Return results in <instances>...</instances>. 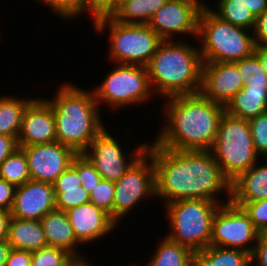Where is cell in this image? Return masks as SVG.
Returning <instances> with one entry per match:
<instances>
[{
    "label": "cell",
    "mask_w": 267,
    "mask_h": 266,
    "mask_svg": "<svg viewBox=\"0 0 267 266\" xmlns=\"http://www.w3.org/2000/svg\"><path fill=\"white\" fill-rule=\"evenodd\" d=\"M195 44L163 40L146 65L154 95L166 99L200 92L202 58Z\"/></svg>",
    "instance_id": "cell-4"
},
{
    "label": "cell",
    "mask_w": 267,
    "mask_h": 266,
    "mask_svg": "<svg viewBox=\"0 0 267 266\" xmlns=\"http://www.w3.org/2000/svg\"><path fill=\"white\" fill-rule=\"evenodd\" d=\"M234 204L243 208L260 233H267V199Z\"/></svg>",
    "instance_id": "cell-35"
},
{
    "label": "cell",
    "mask_w": 267,
    "mask_h": 266,
    "mask_svg": "<svg viewBox=\"0 0 267 266\" xmlns=\"http://www.w3.org/2000/svg\"><path fill=\"white\" fill-rule=\"evenodd\" d=\"M198 39L202 62H234L251 56L255 49L252 31L224 21L211 8L201 9Z\"/></svg>",
    "instance_id": "cell-5"
},
{
    "label": "cell",
    "mask_w": 267,
    "mask_h": 266,
    "mask_svg": "<svg viewBox=\"0 0 267 266\" xmlns=\"http://www.w3.org/2000/svg\"><path fill=\"white\" fill-rule=\"evenodd\" d=\"M56 209L53 184L28 180L16 187L11 217L23 220H41L48 212Z\"/></svg>",
    "instance_id": "cell-16"
},
{
    "label": "cell",
    "mask_w": 267,
    "mask_h": 266,
    "mask_svg": "<svg viewBox=\"0 0 267 266\" xmlns=\"http://www.w3.org/2000/svg\"><path fill=\"white\" fill-rule=\"evenodd\" d=\"M71 167L77 172L81 186L90 195L95 187L103 179L95 166L83 154H77L71 163Z\"/></svg>",
    "instance_id": "cell-31"
},
{
    "label": "cell",
    "mask_w": 267,
    "mask_h": 266,
    "mask_svg": "<svg viewBox=\"0 0 267 266\" xmlns=\"http://www.w3.org/2000/svg\"><path fill=\"white\" fill-rule=\"evenodd\" d=\"M247 266H256L254 263L250 262Z\"/></svg>",
    "instance_id": "cell-51"
},
{
    "label": "cell",
    "mask_w": 267,
    "mask_h": 266,
    "mask_svg": "<svg viewBox=\"0 0 267 266\" xmlns=\"http://www.w3.org/2000/svg\"><path fill=\"white\" fill-rule=\"evenodd\" d=\"M42 3L53 13L58 15L60 19L71 21L76 17L82 16L84 13L85 0H37ZM71 19V20H70Z\"/></svg>",
    "instance_id": "cell-32"
},
{
    "label": "cell",
    "mask_w": 267,
    "mask_h": 266,
    "mask_svg": "<svg viewBox=\"0 0 267 266\" xmlns=\"http://www.w3.org/2000/svg\"><path fill=\"white\" fill-rule=\"evenodd\" d=\"M54 94L44 99L53 109L57 141L82 154L105 129L93 90L64 82Z\"/></svg>",
    "instance_id": "cell-3"
},
{
    "label": "cell",
    "mask_w": 267,
    "mask_h": 266,
    "mask_svg": "<svg viewBox=\"0 0 267 266\" xmlns=\"http://www.w3.org/2000/svg\"><path fill=\"white\" fill-rule=\"evenodd\" d=\"M244 87L234 62H203L200 93L226 106Z\"/></svg>",
    "instance_id": "cell-15"
},
{
    "label": "cell",
    "mask_w": 267,
    "mask_h": 266,
    "mask_svg": "<svg viewBox=\"0 0 267 266\" xmlns=\"http://www.w3.org/2000/svg\"><path fill=\"white\" fill-rule=\"evenodd\" d=\"M0 179L6 180L15 187L31 179L26 155L20 147L1 163Z\"/></svg>",
    "instance_id": "cell-29"
},
{
    "label": "cell",
    "mask_w": 267,
    "mask_h": 266,
    "mask_svg": "<svg viewBox=\"0 0 267 266\" xmlns=\"http://www.w3.org/2000/svg\"><path fill=\"white\" fill-rule=\"evenodd\" d=\"M200 12L201 8L189 0H167L150 18L147 25L162 40H175L180 34L197 38Z\"/></svg>",
    "instance_id": "cell-13"
},
{
    "label": "cell",
    "mask_w": 267,
    "mask_h": 266,
    "mask_svg": "<svg viewBox=\"0 0 267 266\" xmlns=\"http://www.w3.org/2000/svg\"><path fill=\"white\" fill-rule=\"evenodd\" d=\"M163 122L154 144L170 150H210L225 106L200 92L164 99Z\"/></svg>",
    "instance_id": "cell-2"
},
{
    "label": "cell",
    "mask_w": 267,
    "mask_h": 266,
    "mask_svg": "<svg viewBox=\"0 0 267 266\" xmlns=\"http://www.w3.org/2000/svg\"><path fill=\"white\" fill-rule=\"evenodd\" d=\"M166 2L167 0H126L118 5L111 18L125 24H147Z\"/></svg>",
    "instance_id": "cell-27"
},
{
    "label": "cell",
    "mask_w": 267,
    "mask_h": 266,
    "mask_svg": "<svg viewBox=\"0 0 267 266\" xmlns=\"http://www.w3.org/2000/svg\"><path fill=\"white\" fill-rule=\"evenodd\" d=\"M115 183L102 179L90 194V202L106 211L114 220Z\"/></svg>",
    "instance_id": "cell-33"
},
{
    "label": "cell",
    "mask_w": 267,
    "mask_h": 266,
    "mask_svg": "<svg viewBox=\"0 0 267 266\" xmlns=\"http://www.w3.org/2000/svg\"><path fill=\"white\" fill-rule=\"evenodd\" d=\"M40 223L46 237L47 246L64 249L74 258L86 260V257L79 253V247L83 245L75 237L66 211L55 209L48 212L41 218Z\"/></svg>",
    "instance_id": "cell-19"
},
{
    "label": "cell",
    "mask_w": 267,
    "mask_h": 266,
    "mask_svg": "<svg viewBox=\"0 0 267 266\" xmlns=\"http://www.w3.org/2000/svg\"><path fill=\"white\" fill-rule=\"evenodd\" d=\"M259 235L243 208L230 201L221 204L213 216L210 245L240 249L251 255Z\"/></svg>",
    "instance_id": "cell-11"
},
{
    "label": "cell",
    "mask_w": 267,
    "mask_h": 266,
    "mask_svg": "<svg viewBox=\"0 0 267 266\" xmlns=\"http://www.w3.org/2000/svg\"><path fill=\"white\" fill-rule=\"evenodd\" d=\"M225 111L247 120L267 112V89L243 87L227 103Z\"/></svg>",
    "instance_id": "cell-23"
},
{
    "label": "cell",
    "mask_w": 267,
    "mask_h": 266,
    "mask_svg": "<svg viewBox=\"0 0 267 266\" xmlns=\"http://www.w3.org/2000/svg\"><path fill=\"white\" fill-rule=\"evenodd\" d=\"M16 187L6 180L0 179V209L11 211Z\"/></svg>",
    "instance_id": "cell-40"
},
{
    "label": "cell",
    "mask_w": 267,
    "mask_h": 266,
    "mask_svg": "<svg viewBox=\"0 0 267 266\" xmlns=\"http://www.w3.org/2000/svg\"><path fill=\"white\" fill-rule=\"evenodd\" d=\"M145 266H195V254L165 235Z\"/></svg>",
    "instance_id": "cell-25"
},
{
    "label": "cell",
    "mask_w": 267,
    "mask_h": 266,
    "mask_svg": "<svg viewBox=\"0 0 267 266\" xmlns=\"http://www.w3.org/2000/svg\"><path fill=\"white\" fill-rule=\"evenodd\" d=\"M11 219L10 211L0 209V241L8 239L9 222Z\"/></svg>",
    "instance_id": "cell-43"
},
{
    "label": "cell",
    "mask_w": 267,
    "mask_h": 266,
    "mask_svg": "<svg viewBox=\"0 0 267 266\" xmlns=\"http://www.w3.org/2000/svg\"><path fill=\"white\" fill-rule=\"evenodd\" d=\"M255 18L267 9V0H244Z\"/></svg>",
    "instance_id": "cell-44"
},
{
    "label": "cell",
    "mask_w": 267,
    "mask_h": 266,
    "mask_svg": "<svg viewBox=\"0 0 267 266\" xmlns=\"http://www.w3.org/2000/svg\"><path fill=\"white\" fill-rule=\"evenodd\" d=\"M6 266H31V252L12 248Z\"/></svg>",
    "instance_id": "cell-41"
},
{
    "label": "cell",
    "mask_w": 267,
    "mask_h": 266,
    "mask_svg": "<svg viewBox=\"0 0 267 266\" xmlns=\"http://www.w3.org/2000/svg\"><path fill=\"white\" fill-rule=\"evenodd\" d=\"M251 255L240 249L208 246L195 253V266H247Z\"/></svg>",
    "instance_id": "cell-26"
},
{
    "label": "cell",
    "mask_w": 267,
    "mask_h": 266,
    "mask_svg": "<svg viewBox=\"0 0 267 266\" xmlns=\"http://www.w3.org/2000/svg\"><path fill=\"white\" fill-rule=\"evenodd\" d=\"M124 1H126V0H116V2L118 3V5H119L120 3H122V2H124Z\"/></svg>",
    "instance_id": "cell-50"
},
{
    "label": "cell",
    "mask_w": 267,
    "mask_h": 266,
    "mask_svg": "<svg viewBox=\"0 0 267 266\" xmlns=\"http://www.w3.org/2000/svg\"><path fill=\"white\" fill-rule=\"evenodd\" d=\"M244 87H251L257 89H267V77L257 78V79H249L248 82L244 83Z\"/></svg>",
    "instance_id": "cell-47"
},
{
    "label": "cell",
    "mask_w": 267,
    "mask_h": 266,
    "mask_svg": "<svg viewBox=\"0 0 267 266\" xmlns=\"http://www.w3.org/2000/svg\"><path fill=\"white\" fill-rule=\"evenodd\" d=\"M223 174L232 182L260 159L255 152L247 119L222 114L215 142L210 149Z\"/></svg>",
    "instance_id": "cell-7"
},
{
    "label": "cell",
    "mask_w": 267,
    "mask_h": 266,
    "mask_svg": "<svg viewBox=\"0 0 267 266\" xmlns=\"http://www.w3.org/2000/svg\"><path fill=\"white\" fill-rule=\"evenodd\" d=\"M216 7L211 10L224 21L232 25L254 29L256 18L246 6L244 0H216Z\"/></svg>",
    "instance_id": "cell-28"
},
{
    "label": "cell",
    "mask_w": 267,
    "mask_h": 266,
    "mask_svg": "<svg viewBox=\"0 0 267 266\" xmlns=\"http://www.w3.org/2000/svg\"><path fill=\"white\" fill-rule=\"evenodd\" d=\"M11 250L12 246L8 240L0 241V266H6Z\"/></svg>",
    "instance_id": "cell-45"
},
{
    "label": "cell",
    "mask_w": 267,
    "mask_h": 266,
    "mask_svg": "<svg viewBox=\"0 0 267 266\" xmlns=\"http://www.w3.org/2000/svg\"><path fill=\"white\" fill-rule=\"evenodd\" d=\"M17 148L19 146L15 137L0 134V165Z\"/></svg>",
    "instance_id": "cell-42"
},
{
    "label": "cell",
    "mask_w": 267,
    "mask_h": 266,
    "mask_svg": "<svg viewBox=\"0 0 267 266\" xmlns=\"http://www.w3.org/2000/svg\"><path fill=\"white\" fill-rule=\"evenodd\" d=\"M254 54L258 57L267 74V45H255Z\"/></svg>",
    "instance_id": "cell-46"
},
{
    "label": "cell",
    "mask_w": 267,
    "mask_h": 266,
    "mask_svg": "<svg viewBox=\"0 0 267 266\" xmlns=\"http://www.w3.org/2000/svg\"><path fill=\"white\" fill-rule=\"evenodd\" d=\"M88 260L73 258L66 266H92Z\"/></svg>",
    "instance_id": "cell-48"
},
{
    "label": "cell",
    "mask_w": 267,
    "mask_h": 266,
    "mask_svg": "<svg viewBox=\"0 0 267 266\" xmlns=\"http://www.w3.org/2000/svg\"><path fill=\"white\" fill-rule=\"evenodd\" d=\"M220 205L205 199H184L163 205L170 230L166 236L194 254L210 246L212 219Z\"/></svg>",
    "instance_id": "cell-6"
},
{
    "label": "cell",
    "mask_w": 267,
    "mask_h": 266,
    "mask_svg": "<svg viewBox=\"0 0 267 266\" xmlns=\"http://www.w3.org/2000/svg\"><path fill=\"white\" fill-rule=\"evenodd\" d=\"M146 152L154 164L155 197L162 199V205L184 199H205L218 204L231 201V181L210 150H170L151 141ZM222 193L227 196L226 201Z\"/></svg>",
    "instance_id": "cell-1"
},
{
    "label": "cell",
    "mask_w": 267,
    "mask_h": 266,
    "mask_svg": "<svg viewBox=\"0 0 267 266\" xmlns=\"http://www.w3.org/2000/svg\"><path fill=\"white\" fill-rule=\"evenodd\" d=\"M255 152L261 158L267 156V112L248 120Z\"/></svg>",
    "instance_id": "cell-34"
},
{
    "label": "cell",
    "mask_w": 267,
    "mask_h": 266,
    "mask_svg": "<svg viewBox=\"0 0 267 266\" xmlns=\"http://www.w3.org/2000/svg\"><path fill=\"white\" fill-rule=\"evenodd\" d=\"M234 63L237 65L238 73L244 83L248 82L249 79L267 77L258 57L254 53L249 57L234 61Z\"/></svg>",
    "instance_id": "cell-37"
},
{
    "label": "cell",
    "mask_w": 267,
    "mask_h": 266,
    "mask_svg": "<svg viewBox=\"0 0 267 266\" xmlns=\"http://www.w3.org/2000/svg\"><path fill=\"white\" fill-rule=\"evenodd\" d=\"M107 129L106 127L82 154L95 166L103 179L116 182L146 151L148 142L139 143L135 151L125 154L122 143Z\"/></svg>",
    "instance_id": "cell-12"
},
{
    "label": "cell",
    "mask_w": 267,
    "mask_h": 266,
    "mask_svg": "<svg viewBox=\"0 0 267 266\" xmlns=\"http://www.w3.org/2000/svg\"><path fill=\"white\" fill-rule=\"evenodd\" d=\"M252 32L255 45H267V9L256 18Z\"/></svg>",
    "instance_id": "cell-39"
},
{
    "label": "cell",
    "mask_w": 267,
    "mask_h": 266,
    "mask_svg": "<svg viewBox=\"0 0 267 266\" xmlns=\"http://www.w3.org/2000/svg\"><path fill=\"white\" fill-rule=\"evenodd\" d=\"M263 162L265 164L259 160L231 182V201L233 203L267 199V160L263 158Z\"/></svg>",
    "instance_id": "cell-20"
},
{
    "label": "cell",
    "mask_w": 267,
    "mask_h": 266,
    "mask_svg": "<svg viewBox=\"0 0 267 266\" xmlns=\"http://www.w3.org/2000/svg\"><path fill=\"white\" fill-rule=\"evenodd\" d=\"M7 240L13 249L30 252L47 246L40 220H23L11 217Z\"/></svg>",
    "instance_id": "cell-21"
},
{
    "label": "cell",
    "mask_w": 267,
    "mask_h": 266,
    "mask_svg": "<svg viewBox=\"0 0 267 266\" xmlns=\"http://www.w3.org/2000/svg\"><path fill=\"white\" fill-rule=\"evenodd\" d=\"M77 240L84 246L113 232L119 226L103 209L89 202L66 211Z\"/></svg>",
    "instance_id": "cell-18"
},
{
    "label": "cell",
    "mask_w": 267,
    "mask_h": 266,
    "mask_svg": "<svg viewBox=\"0 0 267 266\" xmlns=\"http://www.w3.org/2000/svg\"><path fill=\"white\" fill-rule=\"evenodd\" d=\"M118 9L116 0H85L84 14L92 15L94 24L100 19L112 17ZM86 12V13H85Z\"/></svg>",
    "instance_id": "cell-36"
},
{
    "label": "cell",
    "mask_w": 267,
    "mask_h": 266,
    "mask_svg": "<svg viewBox=\"0 0 267 266\" xmlns=\"http://www.w3.org/2000/svg\"><path fill=\"white\" fill-rule=\"evenodd\" d=\"M57 141L56 122L51 105L42 97L35 98L25 109L18 146L46 144Z\"/></svg>",
    "instance_id": "cell-17"
},
{
    "label": "cell",
    "mask_w": 267,
    "mask_h": 266,
    "mask_svg": "<svg viewBox=\"0 0 267 266\" xmlns=\"http://www.w3.org/2000/svg\"><path fill=\"white\" fill-rule=\"evenodd\" d=\"M189 1L195 3L201 9L212 8L210 7L211 5H209V3L207 5L206 2H203L202 0H189Z\"/></svg>",
    "instance_id": "cell-49"
},
{
    "label": "cell",
    "mask_w": 267,
    "mask_h": 266,
    "mask_svg": "<svg viewBox=\"0 0 267 266\" xmlns=\"http://www.w3.org/2000/svg\"><path fill=\"white\" fill-rule=\"evenodd\" d=\"M114 66L101 84L93 89L99 107L105 104L114 110L125 109L126 106L145 104L155 96L146 66L121 63Z\"/></svg>",
    "instance_id": "cell-9"
},
{
    "label": "cell",
    "mask_w": 267,
    "mask_h": 266,
    "mask_svg": "<svg viewBox=\"0 0 267 266\" xmlns=\"http://www.w3.org/2000/svg\"><path fill=\"white\" fill-rule=\"evenodd\" d=\"M73 258L64 249L46 246L31 252V266H66Z\"/></svg>",
    "instance_id": "cell-30"
},
{
    "label": "cell",
    "mask_w": 267,
    "mask_h": 266,
    "mask_svg": "<svg viewBox=\"0 0 267 266\" xmlns=\"http://www.w3.org/2000/svg\"><path fill=\"white\" fill-rule=\"evenodd\" d=\"M115 183L114 221L121 219L141 201L155 198V170L152 157L145 151ZM140 203V204H139ZM128 213V214H127Z\"/></svg>",
    "instance_id": "cell-10"
},
{
    "label": "cell",
    "mask_w": 267,
    "mask_h": 266,
    "mask_svg": "<svg viewBox=\"0 0 267 266\" xmlns=\"http://www.w3.org/2000/svg\"><path fill=\"white\" fill-rule=\"evenodd\" d=\"M34 99L11 94L0 95V134L18 139L24 111Z\"/></svg>",
    "instance_id": "cell-24"
},
{
    "label": "cell",
    "mask_w": 267,
    "mask_h": 266,
    "mask_svg": "<svg viewBox=\"0 0 267 266\" xmlns=\"http://www.w3.org/2000/svg\"><path fill=\"white\" fill-rule=\"evenodd\" d=\"M251 262L256 266H267V233H260L251 254Z\"/></svg>",
    "instance_id": "cell-38"
},
{
    "label": "cell",
    "mask_w": 267,
    "mask_h": 266,
    "mask_svg": "<svg viewBox=\"0 0 267 266\" xmlns=\"http://www.w3.org/2000/svg\"><path fill=\"white\" fill-rule=\"evenodd\" d=\"M25 153L31 180L53 184L71 166L77 153L58 141L19 146Z\"/></svg>",
    "instance_id": "cell-14"
},
{
    "label": "cell",
    "mask_w": 267,
    "mask_h": 266,
    "mask_svg": "<svg viewBox=\"0 0 267 266\" xmlns=\"http://www.w3.org/2000/svg\"><path fill=\"white\" fill-rule=\"evenodd\" d=\"M92 25L96 32L109 29L108 57L113 64L146 66L163 41L147 24H125L109 17Z\"/></svg>",
    "instance_id": "cell-8"
},
{
    "label": "cell",
    "mask_w": 267,
    "mask_h": 266,
    "mask_svg": "<svg viewBox=\"0 0 267 266\" xmlns=\"http://www.w3.org/2000/svg\"><path fill=\"white\" fill-rule=\"evenodd\" d=\"M56 209L67 211L90 202V195L81 186L77 172L70 166L53 183Z\"/></svg>",
    "instance_id": "cell-22"
}]
</instances>
